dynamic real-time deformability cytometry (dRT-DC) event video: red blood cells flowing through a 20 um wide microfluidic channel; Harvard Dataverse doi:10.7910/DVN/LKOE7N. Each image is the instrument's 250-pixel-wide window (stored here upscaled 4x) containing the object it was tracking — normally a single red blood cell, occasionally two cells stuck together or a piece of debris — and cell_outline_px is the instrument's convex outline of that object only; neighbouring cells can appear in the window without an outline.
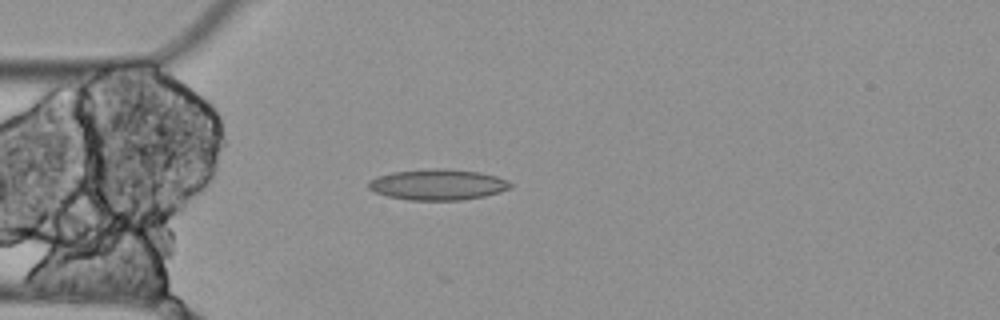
{"species": "Egyptian fruit bat (a non-hibernating species)", "species_latin": "Rousettus aegyptiacus", "temperature_condition": "cold", "stored_images_in_passage": 5, "camera_frame_rate_fps": 3000, "um_per_image_px": 0.085, "animal": {"sex": "female"}, "frame": {"image": 1, "passage_image": 5, "time_ms": 1.333, "image_size_px": [1000, 320], "cell_outline_px": [[512, 188], [500, 192], [484, 196], [460, 200], [408, 200], [388, 196], [376, 192], [368, 188], [368, 180], [376, 176], [392, 172], [432, 168], [444, 168], [480, 172], [496, 176], [508, 180], [512, 184]], "centroid_in_image_um": [37.22, 15.68], "position_along_channel_um": 47.8, "area_um2": 25.66}}